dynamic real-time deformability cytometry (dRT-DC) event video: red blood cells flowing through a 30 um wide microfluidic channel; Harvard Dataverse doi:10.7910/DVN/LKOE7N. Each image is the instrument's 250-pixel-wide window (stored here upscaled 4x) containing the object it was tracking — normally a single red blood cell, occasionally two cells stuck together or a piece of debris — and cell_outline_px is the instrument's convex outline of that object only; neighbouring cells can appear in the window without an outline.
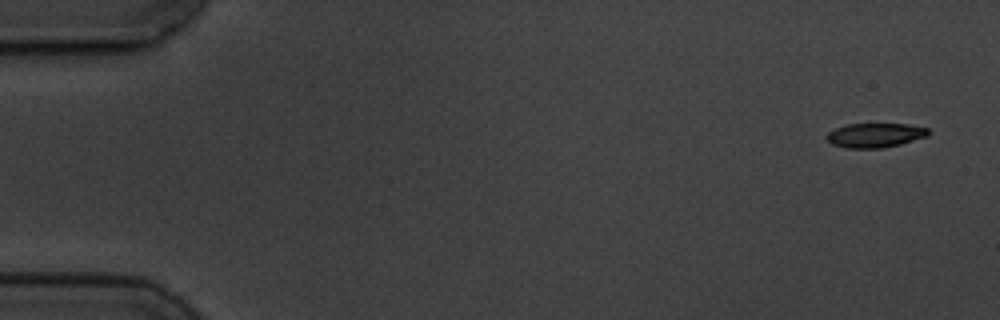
{"species": "common noctule bat (a hibernating species)", "species_latin": "Nyctalus noctula", "temperature_condition": "cold", "stored_images_in_passage": 6, "segment_of_instrument_passage": [2, 2], "camera_frame_rate_fps": 3000, "um_per_image_px": 0.085, "animal": {"sex": "male", "body_mass_g": 19.5, "forearm_length_mm": 54.6}, "frame": {"image": 1, "passage_image": 6, "time_ms": 6.667, "image_size_px": [1000, 320], "cell_outline_px": [[928, 136], [900, 144], [880, 148], [848, 148], [832, 144], [824, 136], [832, 128], [844, 124], [908, 124], [928, 128]], "centroid_in_image_um": [74.33, 11.48], "position_along_channel_um": 10.7, "area_um2": 14.51}}